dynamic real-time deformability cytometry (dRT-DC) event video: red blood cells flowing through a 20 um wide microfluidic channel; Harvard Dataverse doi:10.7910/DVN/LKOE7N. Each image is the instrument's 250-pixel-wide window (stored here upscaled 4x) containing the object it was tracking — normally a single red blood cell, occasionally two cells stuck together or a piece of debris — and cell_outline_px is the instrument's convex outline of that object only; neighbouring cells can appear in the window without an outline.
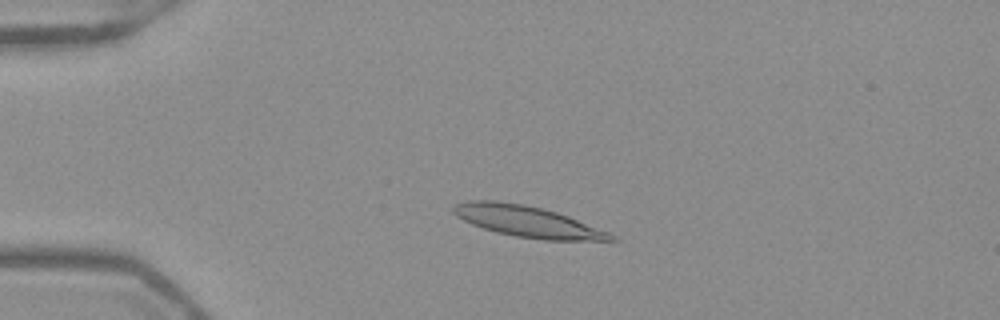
{"species": "Egyptian fruit bat (a non-hibernating species)", "species_latin": "Rousettus aegyptiacus", "temperature_condition": "warm", "stored_images_in_passage": 50, "camera_frame_rate_fps": 3000, "um_per_image_px": 0.085, "frame": {"image": 1, "passage_image": 10, "time_ms": 3.0, "image_size_px": [1000, 320], "cell_outline_px": [[620, 240], [544, 240], [516, 236], [496, 232], [472, 224], [456, 216], [452, 212], [452, 208], [456, 204], [472, 200], [496, 200], [524, 204], [544, 208], [568, 216], [608, 232], [616, 236]], "centroid_in_image_um": [44.82, 18.82], "position_along_channel_um": 40.2, "area_um2": 28.38}}
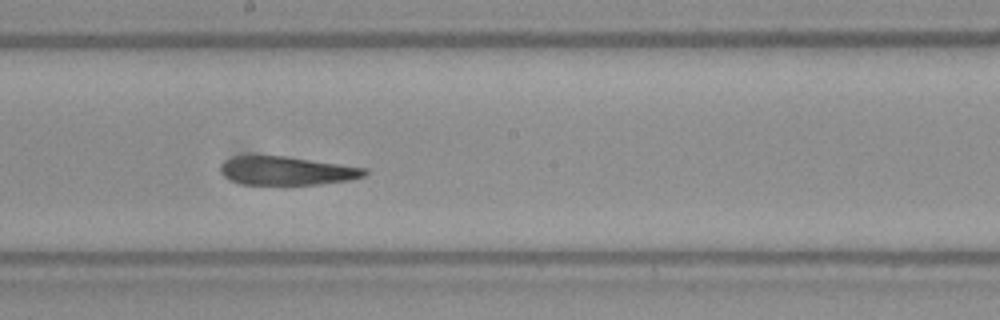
{"frame": {"image": 2, "passage_image": 27, "time_ms": 8.667, "image_size_px": [1000, 320], "cell_outline_px": [[368, 172], [364, 176], [352, 180], [320, 184], [244, 184], [232, 180], [224, 176], [220, 172], [220, 164], [224, 160], [232, 156], [288, 156], [368, 168]], "centroid_in_image_um": [24.4, 14.5], "position_along_channel_um": 223.8, "area_um2": 24.1}}
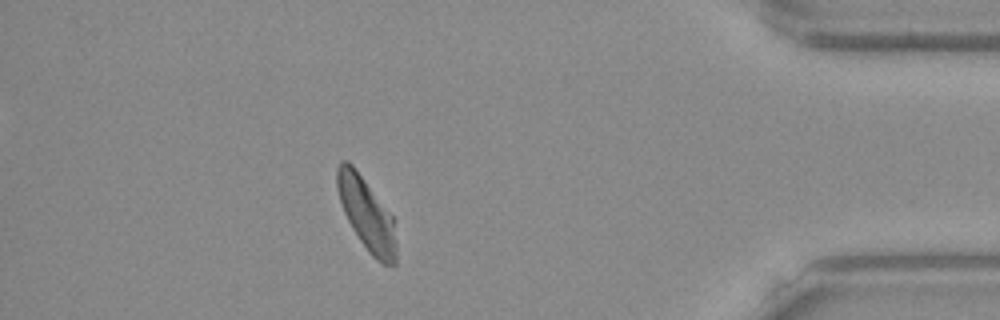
{"frame": {"image": 3, "passage_image": 44, "time_ms": 14.333, "image_size_px": [1000, 320], "cell_outline_px": [[396, 264], [384, 264], [376, 260], [368, 252], [352, 228], [344, 212], [336, 188], [336, 168], [340, 160], [348, 160], [352, 164], [396, 220]], "centroid_in_image_um": [31.17, 18.19], "position_along_channel_um": 404.0, "area_um2": 25.14}}